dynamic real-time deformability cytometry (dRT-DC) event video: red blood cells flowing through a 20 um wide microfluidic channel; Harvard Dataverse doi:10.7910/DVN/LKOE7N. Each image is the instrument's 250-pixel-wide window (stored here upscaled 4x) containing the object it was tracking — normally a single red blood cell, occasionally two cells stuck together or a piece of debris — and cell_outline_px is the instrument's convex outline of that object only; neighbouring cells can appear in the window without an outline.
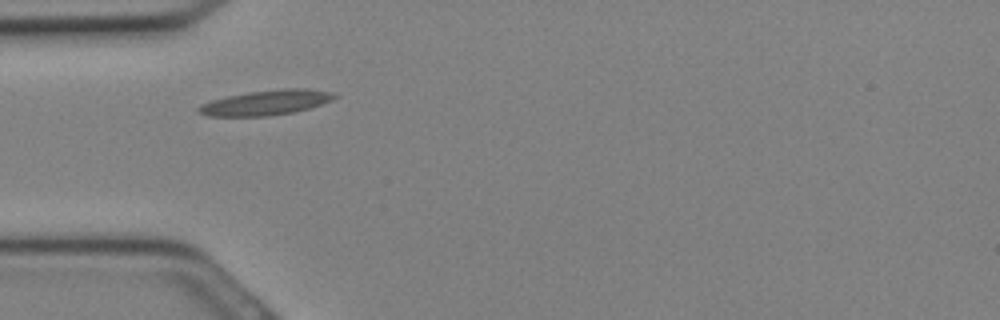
{"species": "Egyptian fruit bat (a non-hibernating species)", "species_latin": "Rousettus aegyptiacus", "temperature_condition": "cold", "stored_images_in_passage": 23, "camera_frame_rate_fps": 3000, "um_per_image_px": 0.085, "animal": {"sex": "female"}, "frame": {"image": 1, "passage_image": 2, "time_ms": 0.333, "image_size_px": [1000, 320], "cell_outline_px": [[336, 96], [332, 100], [296, 112], [268, 116], [208, 116], [196, 112], [196, 108], [212, 100], [228, 96], [248, 92], [280, 88], [308, 88], [332, 92]], "centroid_in_image_um": [22.61, 8.72], "position_along_channel_um": 62.4, "area_um2": 19.77}}
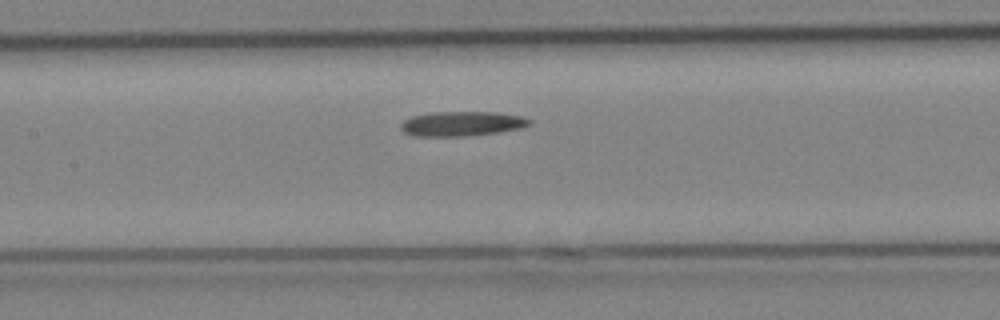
{"frame": {"image": 2, "passage_image": 7, "time_ms": 2.0, "image_size_px": [1000, 320], "cell_outline_px": [[532, 124], [520, 128], [496, 132], [464, 136], [412, 136], [404, 132], [400, 128], [400, 124], [404, 120], [412, 116], [432, 112], [496, 112], [520, 116], [532, 120]], "centroid_in_image_um": [39.23, 10.51], "position_along_channel_um": 168.2, "area_um2": 18.44}}
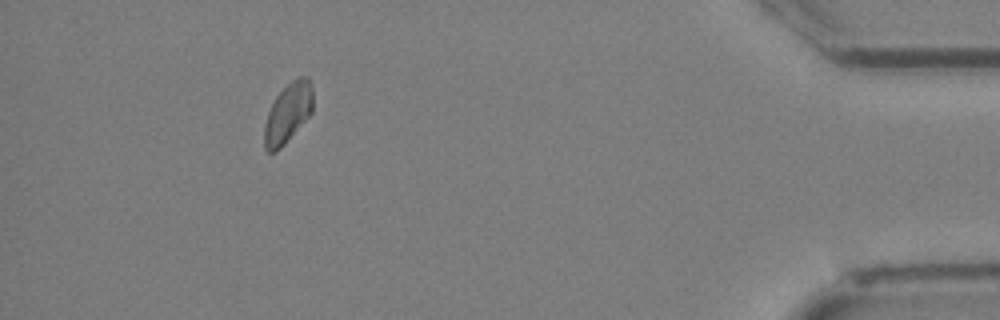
{"frame": {"image": 3, "passage_image": 21, "time_ms": 6.667, "image_size_px": [1000, 320], "cell_outline_px": [[312, 112], [284, 144], [276, 152], [268, 152], [264, 148], [264, 124], [268, 112], [276, 96], [296, 76], [308, 76], [312, 84]], "centroid_in_image_um": [24.47, 9.59], "position_along_channel_um": 410.7, "area_um2": 16.82}}